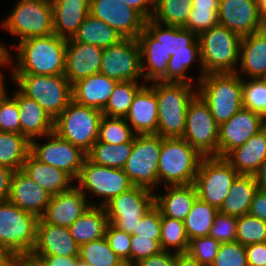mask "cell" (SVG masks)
Here are the masks:
<instances>
[{
	"label": "cell",
	"instance_id": "obj_31",
	"mask_svg": "<svg viewBox=\"0 0 266 266\" xmlns=\"http://www.w3.org/2000/svg\"><path fill=\"white\" fill-rule=\"evenodd\" d=\"M34 182L44 188L51 196L70 190L74 180L65 171L37 160L31 153L21 169Z\"/></svg>",
	"mask_w": 266,
	"mask_h": 266
},
{
	"label": "cell",
	"instance_id": "obj_28",
	"mask_svg": "<svg viewBox=\"0 0 266 266\" xmlns=\"http://www.w3.org/2000/svg\"><path fill=\"white\" fill-rule=\"evenodd\" d=\"M51 2L54 34L65 39L73 38L85 17L90 14V0H51Z\"/></svg>",
	"mask_w": 266,
	"mask_h": 266
},
{
	"label": "cell",
	"instance_id": "obj_16",
	"mask_svg": "<svg viewBox=\"0 0 266 266\" xmlns=\"http://www.w3.org/2000/svg\"><path fill=\"white\" fill-rule=\"evenodd\" d=\"M46 137L49 140L43 145L31 140L30 153L42 163L63 170L76 180L87 154L55 132Z\"/></svg>",
	"mask_w": 266,
	"mask_h": 266
},
{
	"label": "cell",
	"instance_id": "obj_34",
	"mask_svg": "<svg viewBox=\"0 0 266 266\" xmlns=\"http://www.w3.org/2000/svg\"><path fill=\"white\" fill-rule=\"evenodd\" d=\"M258 190L255 176L238 175L218 209L229 216L240 217L249 213L253 197Z\"/></svg>",
	"mask_w": 266,
	"mask_h": 266
},
{
	"label": "cell",
	"instance_id": "obj_44",
	"mask_svg": "<svg viewBox=\"0 0 266 266\" xmlns=\"http://www.w3.org/2000/svg\"><path fill=\"white\" fill-rule=\"evenodd\" d=\"M135 136L136 133L124 117L103 115L99 126L98 141L116 145L124 142H134Z\"/></svg>",
	"mask_w": 266,
	"mask_h": 266
},
{
	"label": "cell",
	"instance_id": "obj_46",
	"mask_svg": "<svg viewBox=\"0 0 266 266\" xmlns=\"http://www.w3.org/2000/svg\"><path fill=\"white\" fill-rule=\"evenodd\" d=\"M236 242L243 246L266 242V222L249 213L238 217Z\"/></svg>",
	"mask_w": 266,
	"mask_h": 266
},
{
	"label": "cell",
	"instance_id": "obj_14",
	"mask_svg": "<svg viewBox=\"0 0 266 266\" xmlns=\"http://www.w3.org/2000/svg\"><path fill=\"white\" fill-rule=\"evenodd\" d=\"M79 182L78 188L86 196L85 189L88 193H93L103 197L101 204L93 206H104L112 198L129 190L134 185L129 180L123 169H114L91 162L85 158L80 173L76 179Z\"/></svg>",
	"mask_w": 266,
	"mask_h": 266
},
{
	"label": "cell",
	"instance_id": "obj_47",
	"mask_svg": "<svg viewBox=\"0 0 266 266\" xmlns=\"http://www.w3.org/2000/svg\"><path fill=\"white\" fill-rule=\"evenodd\" d=\"M243 107L266 120V80L265 78L242 79Z\"/></svg>",
	"mask_w": 266,
	"mask_h": 266
},
{
	"label": "cell",
	"instance_id": "obj_4",
	"mask_svg": "<svg viewBox=\"0 0 266 266\" xmlns=\"http://www.w3.org/2000/svg\"><path fill=\"white\" fill-rule=\"evenodd\" d=\"M242 37L216 25L198 35L204 74L237 73Z\"/></svg>",
	"mask_w": 266,
	"mask_h": 266
},
{
	"label": "cell",
	"instance_id": "obj_45",
	"mask_svg": "<svg viewBox=\"0 0 266 266\" xmlns=\"http://www.w3.org/2000/svg\"><path fill=\"white\" fill-rule=\"evenodd\" d=\"M198 60L201 68L200 80L205 75L201 65V53H181L171 56L170 60L168 61L167 73L160 81L186 83L191 85V80L193 78L187 76L185 72L191 67L194 61Z\"/></svg>",
	"mask_w": 266,
	"mask_h": 266
},
{
	"label": "cell",
	"instance_id": "obj_30",
	"mask_svg": "<svg viewBox=\"0 0 266 266\" xmlns=\"http://www.w3.org/2000/svg\"><path fill=\"white\" fill-rule=\"evenodd\" d=\"M225 159L239 175H255L266 160V127L242 146L232 150Z\"/></svg>",
	"mask_w": 266,
	"mask_h": 266
},
{
	"label": "cell",
	"instance_id": "obj_60",
	"mask_svg": "<svg viewBox=\"0 0 266 266\" xmlns=\"http://www.w3.org/2000/svg\"><path fill=\"white\" fill-rule=\"evenodd\" d=\"M14 172V170L7 167H0V202L9 199Z\"/></svg>",
	"mask_w": 266,
	"mask_h": 266
},
{
	"label": "cell",
	"instance_id": "obj_2",
	"mask_svg": "<svg viewBox=\"0 0 266 266\" xmlns=\"http://www.w3.org/2000/svg\"><path fill=\"white\" fill-rule=\"evenodd\" d=\"M150 87L157 97V135L162 138H182L187 108L197 91L186 83L155 81Z\"/></svg>",
	"mask_w": 266,
	"mask_h": 266
},
{
	"label": "cell",
	"instance_id": "obj_9",
	"mask_svg": "<svg viewBox=\"0 0 266 266\" xmlns=\"http://www.w3.org/2000/svg\"><path fill=\"white\" fill-rule=\"evenodd\" d=\"M2 27L19 37L18 42L54 33L51 0H19Z\"/></svg>",
	"mask_w": 266,
	"mask_h": 266
},
{
	"label": "cell",
	"instance_id": "obj_11",
	"mask_svg": "<svg viewBox=\"0 0 266 266\" xmlns=\"http://www.w3.org/2000/svg\"><path fill=\"white\" fill-rule=\"evenodd\" d=\"M238 172L222 157H202L194 180L197 197L220 208Z\"/></svg>",
	"mask_w": 266,
	"mask_h": 266
},
{
	"label": "cell",
	"instance_id": "obj_63",
	"mask_svg": "<svg viewBox=\"0 0 266 266\" xmlns=\"http://www.w3.org/2000/svg\"><path fill=\"white\" fill-rule=\"evenodd\" d=\"M17 255L8 248L0 246V266H16Z\"/></svg>",
	"mask_w": 266,
	"mask_h": 266
},
{
	"label": "cell",
	"instance_id": "obj_70",
	"mask_svg": "<svg viewBox=\"0 0 266 266\" xmlns=\"http://www.w3.org/2000/svg\"><path fill=\"white\" fill-rule=\"evenodd\" d=\"M75 266H90L87 262H84L80 258L77 259Z\"/></svg>",
	"mask_w": 266,
	"mask_h": 266
},
{
	"label": "cell",
	"instance_id": "obj_48",
	"mask_svg": "<svg viewBox=\"0 0 266 266\" xmlns=\"http://www.w3.org/2000/svg\"><path fill=\"white\" fill-rule=\"evenodd\" d=\"M220 242L210 236L196 237L189 240L186 253L205 266H211L220 247Z\"/></svg>",
	"mask_w": 266,
	"mask_h": 266
},
{
	"label": "cell",
	"instance_id": "obj_68",
	"mask_svg": "<svg viewBox=\"0 0 266 266\" xmlns=\"http://www.w3.org/2000/svg\"><path fill=\"white\" fill-rule=\"evenodd\" d=\"M260 17L266 21V0H257Z\"/></svg>",
	"mask_w": 266,
	"mask_h": 266
},
{
	"label": "cell",
	"instance_id": "obj_15",
	"mask_svg": "<svg viewBox=\"0 0 266 266\" xmlns=\"http://www.w3.org/2000/svg\"><path fill=\"white\" fill-rule=\"evenodd\" d=\"M99 73L117 82H138V78H143L138 40L123 39L118 44L103 49Z\"/></svg>",
	"mask_w": 266,
	"mask_h": 266
},
{
	"label": "cell",
	"instance_id": "obj_38",
	"mask_svg": "<svg viewBox=\"0 0 266 266\" xmlns=\"http://www.w3.org/2000/svg\"><path fill=\"white\" fill-rule=\"evenodd\" d=\"M134 142H124L111 145L105 142L96 141L87 158L98 165L114 169H123L127 159L130 157Z\"/></svg>",
	"mask_w": 266,
	"mask_h": 266
},
{
	"label": "cell",
	"instance_id": "obj_27",
	"mask_svg": "<svg viewBox=\"0 0 266 266\" xmlns=\"http://www.w3.org/2000/svg\"><path fill=\"white\" fill-rule=\"evenodd\" d=\"M13 97L18 103L21 135L31 141L54 132V120L35 100L26 97L19 90Z\"/></svg>",
	"mask_w": 266,
	"mask_h": 266
},
{
	"label": "cell",
	"instance_id": "obj_13",
	"mask_svg": "<svg viewBox=\"0 0 266 266\" xmlns=\"http://www.w3.org/2000/svg\"><path fill=\"white\" fill-rule=\"evenodd\" d=\"M218 130L210 108L197 94L187 108L182 138L202 157H218Z\"/></svg>",
	"mask_w": 266,
	"mask_h": 266
},
{
	"label": "cell",
	"instance_id": "obj_50",
	"mask_svg": "<svg viewBox=\"0 0 266 266\" xmlns=\"http://www.w3.org/2000/svg\"><path fill=\"white\" fill-rule=\"evenodd\" d=\"M238 217L218 212L209 236L222 243L236 242Z\"/></svg>",
	"mask_w": 266,
	"mask_h": 266
},
{
	"label": "cell",
	"instance_id": "obj_66",
	"mask_svg": "<svg viewBox=\"0 0 266 266\" xmlns=\"http://www.w3.org/2000/svg\"><path fill=\"white\" fill-rule=\"evenodd\" d=\"M254 176L258 189L266 191V160L261 164Z\"/></svg>",
	"mask_w": 266,
	"mask_h": 266
},
{
	"label": "cell",
	"instance_id": "obj_59",
	"mask_svg": "<svg viewBox=\"0 0 266 266\" xmlns=\"http://www.w3.org/2000/svg\"><path fill=\"white\" fill-rule=\"evenodd\" d=\"M122 3L134 8L138 11L146 20L152 18L155 10L156 0H120ZM150 4V5H149ZM151 8V9H150Z\"/></svg>",
	"mask_w": 266,
	"mask_h": 266
},
{
	"label": "cell",
	"instance_id": "obj_25",
	"mask_svg": "<svg viewBox=\"0 0 266 266\" xmlns=\"http://www.w3.org/2000/svg\"><path fill=\"white\" fill-rule=\"evenodd\" d=\"M125 120L136 134H157V97L150 85L137 92Z\"/></svg>",
	"mask_w": 266,
	"mask_h": 266
},
{
	"label": "cell",
	"instance_id": "obj_29",
	"mask_svg": "<svg viewBox=\"0 0 266 266\" xmlns=\"http://www.w3.org/2000/svg\"><path fill=\"white\" fill-rule=\"evenodd\" d=\"M240 72L249 78L266 77V31L264 29L242 37L239 54ZM242 71V72H241Z\"/></svg>",
	"mask_w": 266,
	"mask_h": 266
},
{
	"label": "cell",
	"instance_id": "obj_41",
	"mask_svg": "<svg viewBox=\"0 0 266 266\" xmlns=\"http://www.w3.org/2000/svg\"><path fill=\"white\" fill-rule=\"evenodd\" d=\"M144 86L135 81L117 82L102 113L110 117H124L137 92Z\"/></svg>",
	"mask_w": 266,
	"mask_h": 266
},
{
	"label": "cell",
	"instance_id": "obj_6",
	"mask_svg": "<svg viewBox=\"0 0 266 266\" xmlns=\"http://www.w3.org/2000/svg\"><path fill=\"white\" fill-rule=\"evenodd\" d=\"M19 91L35 100L54 120L72 101V84L65 75H12Z\"/></svg>",
	"mask_w": 266,
	"mask_h": 266
},
{
	"label": "cell",
	"instance_id": "obj_24",
	"mask_svg": "<svg viewBox=\"0 0 266 266\" xmlns=\"http://www.w3.org/2000/svg\"><path fill=\"white\" fill-rule=\"evenodd\" d=\"M149 19L145 21L144 30L164 47L167 56L181 53H200L198 36L184 27L167 26Z\"/></svg>",
	"mask_w": 266,
	"mask_h": 266
},
{
	"label": "cell",
	"instance_id": "obj_12",
	"mask_svg": "<svg viewBox=\"0 0 266 266\" xmlns=\"http://www.w3.org/2000/svg\"><path fill=\"white\" fill-rule=\"evenodd\" d=\"M133 186L112 198L103 207L109 223L119 230L132 234L141 218L155 206V192Z\"/></svg>",
	"mask_w": 266,
	"mask_h": 266
},
{
	"label": "cell",
	"instance_id": "obj_52",
	"mask_svg": "<svg viewBox=\"0 0 266 266\" xmlns=\"http://www.w3.org/2000/svg\"><path fill=\"white\" fill-rule=\"evenodd\" d=\"M105 238L116 255L121 258L125 264L130 266L131 234L119 230L109 223L106 229Z\"/></svg>",
	"mask_w": 266,
	"mask_h": 266
},
{
	"label": "cell",
	"instance_id": "obj_71",
	"mask_svg": "<svg viewBox=\"0 0 266 266\" xmlns=\"http://www.w3.org/2000/svg\"><path fill=\"white\" fill-rule=\"evenodd\" d=\"M264 30L266 31V21L264 22Z\"/></svg>",
	"mask_w": 266,
	"mask_h": 266
},
{
	"label": "cell",
	"instance_id": "obj_35",
	"mask_svg": "<svg viewBox=\"0 0 266 266\" xmlns=\"http://www.w3.org/2000/svg\"><path fill=\"white\" fill-rule=\"evenodd\" d=\"M109 224L106 211L102 206H90L70 227L69 231L80 246L103 238Z\"/></svg>",
	"mask_w": 266,
	"mask_h": 266
},
{
	"label": "cell",
	"instance_id": "obj_51",
	"mask_svg": "<svg viewBox=\"0 0 266 266\" xmlns=\"http://www.w3.org/2000/svg\"><path fill=\"white\" fill-rule=\"evenodd\" d=\"M218 24V10L192 9L184 28L198 36Z\"/></svg>",
	"mask_w": 266,
	"mask_h": 266
},
{
	"label": "cell",
	"instance_id": "obj_55",
	"mask_svg": "<svg viewBox=\"0 0 266 266\" xmlns=\"http://www.w3.org/2000/svg\"><path fill=\"white\" fill-rule=\"evenodd\" d=\"M162 251L160 244L150 238H138L131 235L130 242V266H134L140 260L159 254Z\"/></svg>",
	"mask_w": 266,
	"mask_h": 266
},
{
	"label": "cell",
	"instance_id": "obj_23",
	"mask_svg": "<svg viewBox=\"0 0 266 266\" xmlns=\"http://www.w3.org/2000/svg\"><path fill=\"white\" fill-rule=\"evenodd\" d=\"M50 199L51 195L22 170L14 172L8 199L12 204L40 218Z\"/></svg>",
	"mask_w": 266,
	"mask_h": 266
},
{
	"label": "cell",
	"instance_id": "obj_43",
	"mask_svg": "<svg viewBox=\"0 0 266 266\" xmlns=\"http://www.w3.org/2000/svg\"><path fill=\"white\" fill-rule=\"evenodd\" d=\"M160 246L163 251L175 249V253H186L189 246V239L186 234L184 222L162 216L160 230Z\"/></svg>",
	"mask_w": 266,
	"mask_h": 266
},
{
	"label": "cell",
	"instance_id": "obj_22",
	"mask_svg": "<svg viewBox=\"0 0 266 266\" xmlns=\"http://www.w3.org/2000/svg\"><path fill=\"white\" fill-rule=\"evenodd\" d=\"M33 256H79V245L70 234L69 228L37 223L36 244Z\"/></svg>",
	"mask_w": 266,
	"mask_h": 266
},
{
	"label": "cell",
	"instance_id": "obj_40",
	"mask_svg": "<svg viewBox=\"0 0 266 266\" xmlns=\"http://www.w3.org/2000/svg\"><path fill=\"white\" fill-rule=\"evenodd\" d=\"M193 0H156L152 20L167 26L185 27Z\"/></svg>",
	"mask_w": 266,
	"mask_h": 266
},
{
	"label": "cell",
	"instance_id": "obj_18",
	"mask_svg": "<svg viewBox=\"0 0 266 266\" xmlns=\"http://www.w3.org/2000/svg\"><path fill=\"white\" fill-rule=\"evenodd\" d=\"M265 127L266 120L261 115L243 107L228 121L219 125L218 157L225 158Z\"/></svg>",
	"mask_w": 266,
	"mask_h": 266
},
{
	"label": "cell",
	"instance_id": "obj_67",
	"mask_svg": "<svg viewBox=\"0 0 266 266\" xmlns=\"http://www.w3.org/2000/svg\"><path fill=\"white\" fill-rule=\"evenodd\" d=\"M7 48H5L4 45H1L0 43V65L2 66H8L12 64L11 62V54L9 53Z\"/></svg>",
	"mask_w": 266,
	"mask_h": 266
},
{
	"label": "cell",
	"instance_id": "obj_62",
	"mask_svg": "<svg viewBox=\"0 0 266 266\" xmlns=\"http://www.w3.org/2000/svg\"><path fill=\"white\" fill-rule=\"evenodd\" d=\"M16 266H47L40 258L32 254L17 256Z\"/></svg>",
	"mask_w": 266,
	"mask_h": 266
},
{
	"label": "cell",
	"instance_id": "obj_65",
	"mask_svg": "<svg viewBox=\"0 0 266 266\" xmlns=\"http://www.w3.org/2000/svg\"><path fill=\"white\" fill-rule=\"evenodd\" d=\"M220 0H193L192 9L219 10Z\"/></svg>",
	"mask_w": 266,
	"mask_h": 266
},
{
	"label": "cell",
	"instance_id": "obj_3",
	"mask_svg": "<svg viewBox=\"0 0 266 266\" xmlns=\"http://www.w3.org/2000/svg\"><path fill=\"white\" fill-rule=\"evenodd\" d=\"M199 83L197 94L208 105L218 125L243 108L242 78L237 73H209Z\"/></svg>",
	"mask_w": 266,
	"mask_h": 266
},
{
	"label": "cell",
	"instance_id": "obj_21",
	"mask_svg": "<svg viewBox=\"0 0 266 266\" xmlns=\"http://www.w3.org/2000/svg\"><path fill=\"white\" fill-rule=\"evenodd\" d=\"M103 49L67 39L64 75L73 84L77 80L99 73Z\"/></svg>",
	"mask_w": 266,
	"mask_h": 266
},
{
	"label": "cell",
	"instance_id": "obj_58",
	"mask_svg": "<svg viewBox=\"0 0 266 266\" xmlns=\"http://www.w3.org/2000/svg\"><path fill=\"white\" fill-rule=\"evenodd\" d=\"M249 214L266 222V191L259 189L256 191Z\"/></svg>",
	"mask_w": 266,
	"mask_h": 266
},
{
	"label": "cell",
	"instance_id": "obj_8",
	"mask_svg": "<svg viewBox=\"0 0 266 266\" xmlns=\"http://www.w3.org/2000/svg\"><path fill=\"white\" fill-rule=\"evenodd\" d=\"M39 218L9 200L0 202V246L17 256L31 254L36 244Z\"/></svg>",
	"mask_w": 266,
	"mask_h": 266
},
{
	"label": "cell",
	"instance_id": "obj_17",
	"mask_svg": "<svg viewBox=\"0 0 266 266\" xmlns=\"http://www.w3.org/2000/svg\"><path fill=\"white\" fill-rule=\"evenodd\" d=\"M90 14L115 29L124 39H137L146 19L120 0H90Z\"/></svg>",
	"mask_w": 266,
	"mask_h": 266
},
{
	"label": "cell",
	"instance_id": "obj_19",
	"mask_svg": "<svg viewBox=\"0 0 266 266\" xmlns=\"http://www.w3.org/2000/svg\"><path fill=\"white\" fill-rule=\"evenodd\" d=\"M218 19L219 25L240 37L264 29L257 0H220Z\"/></svg>",
	"mask_w": 266,
	"mask_h": 266
},
{
	"label": "cell",
	"instance_id": "obj_61",
	"mask_svg": "<svg viewBox=\"0 0 266 266\" xmlns=\"http://www.w3.org/2000/svg\"><path fill=\"white\" fill-rule=\"evenodd\" d=\"M47 266H75L79 256H35Z\"/></svg>",
	"mask_w": 266,
	"mask_h": 266
},
{
	"label": "cell",
	"instance_id": "obj_53",
	"mask_svg": "<svg viewBox=\"0 0 266 266\" xmlns=\"http://www.w3.org/2000/svg\"><path fill=\"white\" fill-rule=\"evenodd\" d=\"M161 219L160 210L154 206L141 218L140 223L131 235H136L138 238H150L160 244Z\"/></svg>",
	"mask_w": 266,
	"mask_h": 266
},
{
	"label": "cell",
	"instance_id": "obj_69",
	"mask_svg": "<svg viewBox=\"0 0 266 266\" xmlns=\"http://www.w3.org/2000/svg\"><path fill=\"white\" fill-rule=\"evenodd\" d=\"M4 76L0 73V103L7 97L8 93L6 92V85L4 81ZM7 94V95H6Z\"/></svg>",
	"mask_w": 266,
	"mask_h": 266
},
{
	"label": "cell",
	"instance_id": "obj_54",
	"mask_svg": "<svg viewBox=\"0 0 266 266\" xmlns=\"http://www.w3.org/2000/svg\"><path fill=\"white\" fill-rule=\"evenodd\" d=\"M0 131L20 134V114L14 97L7 96L0 103Z\"/></svg>",
	"mask_w": 266,
	"mask_h": 266
},
{
	"label": "cell",
	"instance_id": "obj_36",
	"mask_svg": "<svg viewBox=\"0 0 266 266\" xmlns=\"http://www.w3.org/2000/svg\"><path fill=\"white\" fill-rule=\"evenodd\" d=\"M73 39L105 49L118 44L124 38L105 22L88 14Z\"/></svg>",
	"mask_w": 266,
	"mask_h": 266
},
{
	"label": "cell",
	"instance_id": "obj_26",
	"mask_svg": "<svg viewBox=\"0 0 266 266\" xmlns=\"http://www.w3.org/2000/svg\"><path fill=\"white\" fill-rule=\"evenodd\" d=\"M117 81L102 73L92 74L72 84V100L82 106L103 111Z\"/></svg>",
	"mask_w": 266,
	"mask_h": 266
},
{
	"label": "cell",
	"instance_id": "obj_57",
	"mask_svg": "<svg viewBox=\"0 0 266 266\" xmlns=\"http://www.w3.org/2000/svg\"><path fill=\"white\" fill-rule=\"evenodd\" d=\"M134 266H176V253L162 250L157 255L140 260Z\"/></svg>",
	"mask_w": 266,
	"mask_h": 266
},
{
	"label": "cell",
	"instance_id": "obj_10",
	"mask_svg": "<svg viewBox=\"0 0 266 266\" xmlns=\"http://www.w3.org/2000/svg\"><path fill=\"white\" fill-rule=\"evenodd\" d=\"M161 146L162 137L157 134H136L130 157L123 168L134 186L151 191L158 187V161Z\"/></svg>",
	"mask_w": 266,
	"mask_h": 266
},
{
	"label": "cell",
	"instance_id": "obj_5",
	"mask_svg": "<svg viewBox=\"0 0 266 266\" xmlns=\"http://www.w3.org/2000/svg\"><path fill=\"white\" fill-rule=\"evenodd\" d=\"M201 159L202 156L183 138H162L159 183L163 181L166 186L193 184Z\"/></svg>",
	"mask_w": 266,
	"mask_h": 266
},
{
	"label": "cell",
	"instance_id": "obj_7",
	"mask_svg": "<svg viewBox=\"0 0 266 266\" xmlns=\"http://www.w3.org/2000/svg\"><path fill=\"white\" fill-rule=\"evenodd\" d=\"M102 117V111L72 100L54 119V132L87 154L98 140Z\"/></svg>",
	"mask_w": 266,
	"mask_h": 266
},
{
	"label": "cell",
	"instance_id": "obj_37",
	"mask_svg": "<svg viewBox=\"0 0 266 266\" xmlns=\"http://www.w3.org/2000/svg\"><path fill=\"white\" fill-rule=\"evenodd\" d=\"M30 153V141L23 135L0 131V167L22 169Z\"/></svg>",
	"mask_w": 266,
	"mask_h": 266
},
{
	"label": "cell",
	"instance_id": "obj_39",
	"mask_svg": "<svg viewBox=\"0 0 266 266\" xmlns=\"http://www.w3.org/2000/svg\"><path fill=\"white\" fill-rule=\"evenodd\" d=\"M218 212V208L197 198L183 221L188 239L209 236Z\"/></svg>",
	"mask_w": 266,
	"mask_h": 266
},
{
	"label": "cell",
	"instance_id": "obj_56",
	"mask_svg": "<svg viewBox=\"0 0 266 266\" xmlns=\"http://www.w3.org/2000/svg\"><path fill=\"white\" fill-rule=\"evenodd\" d=\"M248 266L266 265V242L245 246Z\"/></svg>",
	"mask_w": 266,
	"mask_h": 266
},
{
	"label": "cell",
	"instance_id": "obj_33",
	"mask_svg": "<svg viewBox=\"0 0 266 266\" xmlns=\"http://www.w3.org/2000/svg\"><path fill=\"white\" fill-rule=\"evenodd\" d=\"M166 188L167 192L164 196L155 194V206L160 210L161 216L184 221L198 198L194 184Z\"/></svg>",
	"mask_w": 266,
	"mask_h": 266
},
{
	"label": "cell",
	"instance_id": "obj_49",
	"mask_svg": "<svg viewBox=\"0 0 266 266\" xmlns=\"http://www.w3.org/2000/svg\"><path fill=\"white\" fill-rule=\"evenodd\" d=\"M211 266H248L245 246L239 242L220 244Z\"/></svg>",
	"mask_w": 266,
	"mask_h": 266
},
{
	"label": "cell",
	"instance_id": "obj_32",
	"mask_svg": "<svg viewBox=\"0 0 266 266\" xmlns=\"http://www.w3.org/2000/svg\"><path fill=\"white\" fill-rule=\"evenodd\" d=\"M137 40L140 46L141 70L144 79L147 82L160 81L167 73L171 56H167L162 44L154 40L145 30L139 34Z\"/></svg>",
	"mask_w": 266,
	"mask_h": 266
},
{
	"label": "cell",
	"instance_id": "obj_64",
	"mask_svg": "<svg viewBox=\"0 0 266 266\" xmlns=\"http://www.w3.org/2000/svg\"><path fill=\"white\" fill-rule=\"evenodd\" d=\"M176 266H205L188 253H176Z\"/></svg>",
	"mask_w": 266,
	"mask_h": 266
},
{
	"label": "cell",
	"instance_id": "obj_1",
	"mask_svg": "<svg viewBox=\"0 0 266 266\" xmlns=\"http://www.w3.org/2000/svg\"><path fill=\"white\" fill-rule=\"evenodd\" d=\"M67 39L52 33L18 42L12 75H64Z\"/></svg>",
	"mask_w": 266,
	"mask_h": 266
},
{
	"label": "cell",
	"instance_id": "obj_20",
	"mask_svg": "<svg viewBox=\"0 0 266 266\" xmlns=\"http://www.w3.org/2000/svg\"><path fill=\"white\" fill-rule=\"evenodd\" d=\"M75 185L66 192L51 196L50 202L40 219L44 223L69 228L93 203Z\"/></svg>",
	"mask_w": 266,
	"mask_h": 266
},
{
	"label": "cell",
	"instance_id": "obj_42",
	"mask_svg": "<svg viewBox=\"0 0 266 266\" xmlns=\"http://www.w3.org/2000/svg\"><path fill=\"white\" fill-rule=\"evenodd\" d=\"M79 258L90 266H129L110 248L105 236L80 245Z\"/></svg>",
	"mask_w": 266,
	"mask_h": 266
}]
</instances>
